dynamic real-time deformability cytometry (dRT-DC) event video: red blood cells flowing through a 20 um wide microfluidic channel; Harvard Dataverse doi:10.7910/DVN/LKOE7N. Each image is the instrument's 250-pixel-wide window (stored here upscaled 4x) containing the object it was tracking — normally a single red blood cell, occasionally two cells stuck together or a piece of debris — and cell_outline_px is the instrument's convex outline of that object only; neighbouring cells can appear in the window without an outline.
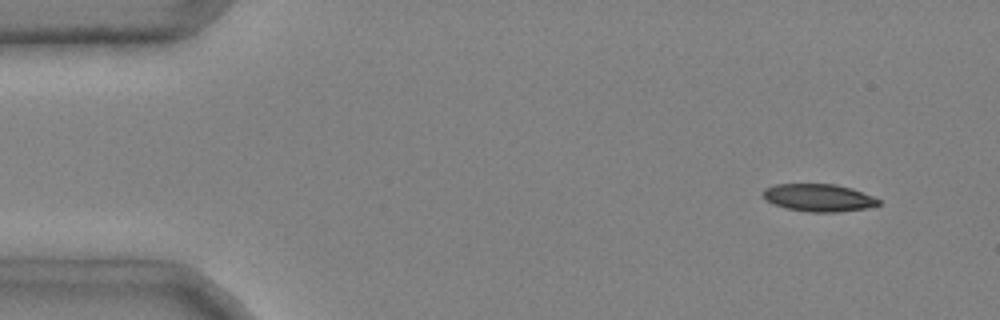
{"species": "common noctule bat (a hibernating species)", "species_latin": "Nyctalus noctula", "temperature_condition": "cold", "stored_images_in_passage": 45, "camera_frame_rate_fps": 3000, "um_per_image_px": 0.085, "animal": {"sex": "male", "body_mass_g": 20.4}, "frame": {"image": 1, "passage_image": 1, "time_ms": 0.0, "image_size_px": [1000, 320], "cell_outline_px": [[880, 204], [864, 208], [836, 212], [808, 212], [788, 208], [776, 204], [768, 200], [760, 192], [764, 188], [776, 184], [836, 184], [852, 188], [872, 196], [880, 200]], "centroid_in_image_um": [69.58, 16.79], "position_along_channel_um": 15.4, "area_um2": 18.32}}
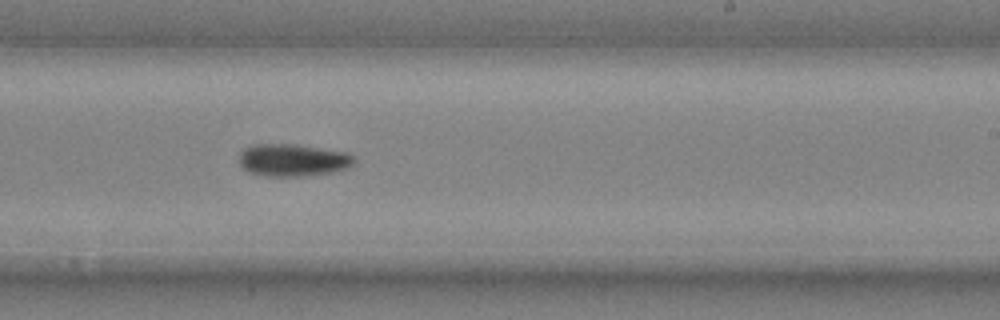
{"frame": {"image": 2, "passage_image": 27, "time_ms": 8.667, "image_size_px": [1000, 320], "cell_outline_px": [[356, 160], [348, 168], [332, 172], [304, 176], [264, 176], [248, 172], [240, 164], [240, 152], [244, 148], [252, 144], [296, 144], [344, 152], [352, 156]], "centroid_in_image_um": [24.86, 13.61], "position_along_channel_um": 264.1, "area_um2": 21.68}}
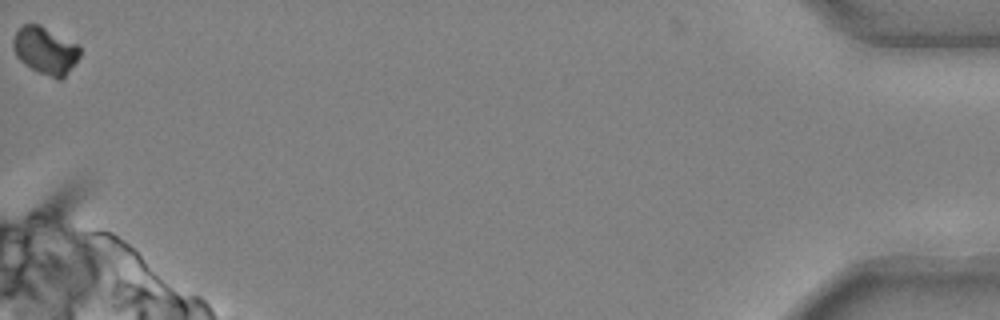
{"frame": {"image": 3, "passage_image": 45, "time_ms": 14.667, "image_size_px": [1000, 320], "cell_outline_px": [[80, 56], [64, 76], [60, 80], [56, 80], [24, 64], [16, 56], [12, 48], [12, 40], [16, 32], [24, 24], [40, 24], [76, 44], [80, 48]], "centroid_in_image_um": [3.82, 4.29], "position_along_channel_um": 431.4, "area_um2": 18.21}, "authors_computed_cell_mechanics": {"area_um2": 20.1722, "velocity_mm_per_s": 3.9922, "shape_relaxation_time_tau1_ms": 2.8881, "shape_relaxation_time_tau2_ms": null, "deformation_change_tau1": 0.126, "deformation_change_tau2": null}}